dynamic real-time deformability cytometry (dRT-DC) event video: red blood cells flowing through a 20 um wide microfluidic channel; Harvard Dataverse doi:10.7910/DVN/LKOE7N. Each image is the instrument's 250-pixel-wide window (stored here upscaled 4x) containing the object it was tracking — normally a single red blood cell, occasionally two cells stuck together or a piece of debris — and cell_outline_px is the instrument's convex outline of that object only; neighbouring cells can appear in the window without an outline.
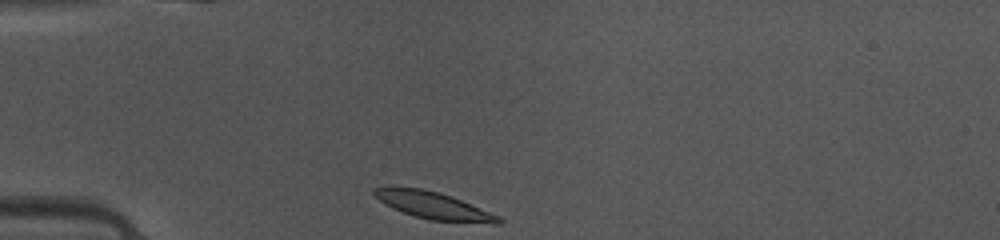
{"species": "common noctule bat (a hibernating species)", "species_latin": "Nyctalus noctula", "temperature_condition": "warm", "stored_images_in_passage": 36, "camera_frame_rate_fps": 3000, "um_per_image_px": 0.085, "animal": {"sex": "female", "body_mass_g": 10.0, "forearm_length_mm": 53.1}, "frame": {"image": 1, "passage_image": 1, "time_ms": 0.0, "image_size_px": [1000, 240], "cell_outline_px": [[504, 220], [500, 224], [492, 224], [432, 220], [416, 216], [392, 208], [384, 204], [372, 192], [372, 188], [388, 184], [424, 188], [440, 192], [452, 196], [500, 216]], "centroid_in_image_um": [36.81, 17.42], "position_along_channel_um": 48.2, "area_um2": 20.23}}
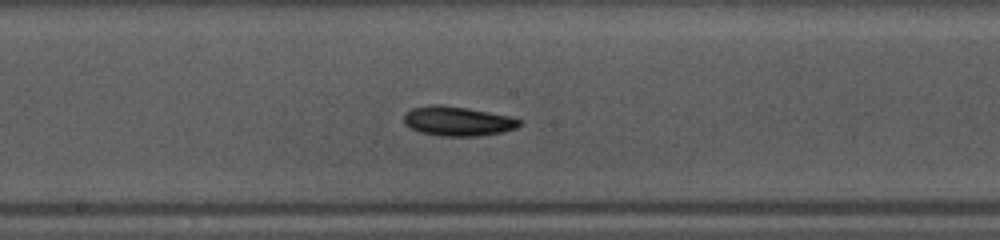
{"frame": {"image": 2, "passage_image": 14, "time_ms": 4.333, "image_size_px": [1000, 240], "cell_outline_px": [[524, 120], [516, 128], [504, 132], [480, 136], [440, 136], [420, 132], [404, 124], [404, 112], [412, 108], [432, 104], [440, 104], [488, 112], [508, 116]], "centroid_in_image_um": [38.89, 10.3], "position_along_channel_um": 209.3, "area_um2": 19.88}}
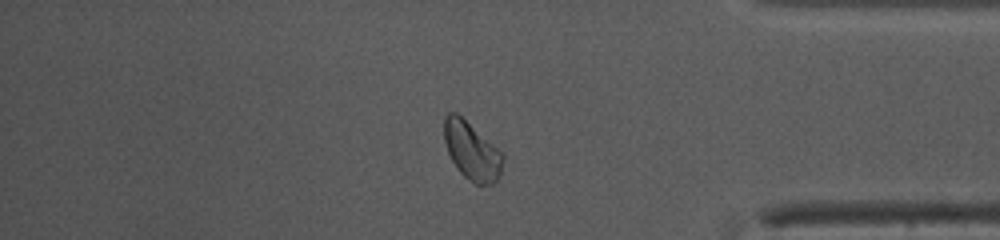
{"frame": {"image": 3, "passage_image": 29, "time_ms": 9.333, "image_size_px": [1000, 240], "cell_outline_px": [[504, 160], [500, 172], [496, 180], [492, 184], [476, 184], [468, 180], [456, 168], [448, 152], [444, 140], [444, 116], [448, 112], [456, 112], [496, 148], [504, 156]], "centroid_in_image_um": [40.06, 12.84], "position_along_channel_um": 395.1, "area_um2": 19.36}, "authors_computed_cell_mechanics": {"area_um2": 19.3341, "velocity_mm_per_s": 4.1109, "shape_relaxation_time_tau1_ms": 2.9853, "shape_relaxation_time_tau2_ms": null, "deformation_change_tau1": 0.1085, "deformation_change_tau2": null}}